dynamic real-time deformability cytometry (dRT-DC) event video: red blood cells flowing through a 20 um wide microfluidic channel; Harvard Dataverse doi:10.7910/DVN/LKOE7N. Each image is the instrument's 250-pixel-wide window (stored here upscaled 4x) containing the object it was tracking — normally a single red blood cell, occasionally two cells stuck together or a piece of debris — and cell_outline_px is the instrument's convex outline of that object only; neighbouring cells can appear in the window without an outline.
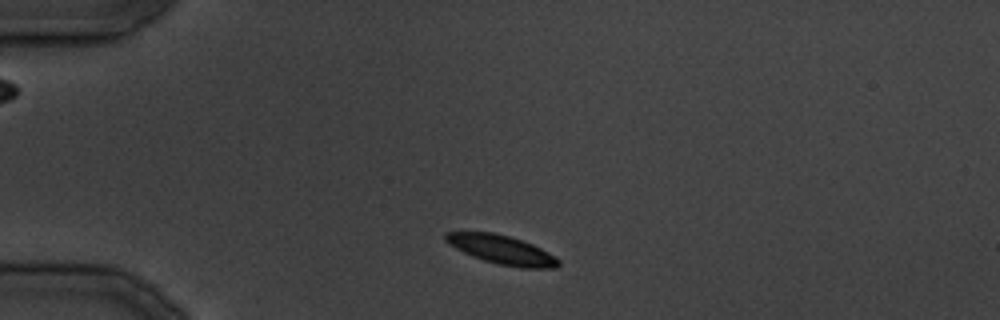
{"species": "common noctule bat (a hibernating species)", "species_latin": "Nyctalus noctula", "temperature_condition": "cold", "stored_images_in_passage": 13, "camera_frame_rate_fps": 3000, "um_per_image_px": 0.085, "animal": {"sex": "male", "body_mass_g": 19.5, "forearm_length_mm": 54.6}, "frame": {"image": 1, "passage_image": 2, "time_ms": 1.333, "image_size_px": [1000, 320], "cell_outline_px": [[560, 264], [556, 268], [524, 268], [500, 264], [484, 260], [472, 256], [448, 244], [444, 240], [444, 232], [492, 232], [508, 236], [532, 244], [556, 256], [560, 260]], "centroid_in_image_um": [42.65, 21.23], "position_along_channel_um": 42.4, "area_um2": 18.84}}
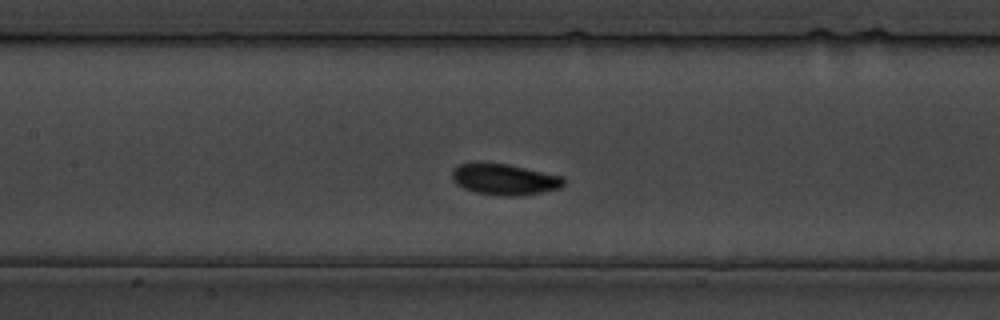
{"frame": {"image": 2, "passage_image": 10, "time_ms": 11.333, "image_size_px": [1000, 320], "cell_outline_px": [[564, 184], [560, 188], [540, 192], [516, 196], [504, 196], [476, 192], [464, 188], [456, 184], [452, 176], [452, 168], [460, 164], [472, 160], [480, 160], [508, 164], [560, 176], [564, 180]], "centroid_in_image_um": [42.79, 15.2], "position_along_channel_um": 164.6, "area_um2": 20.46}}
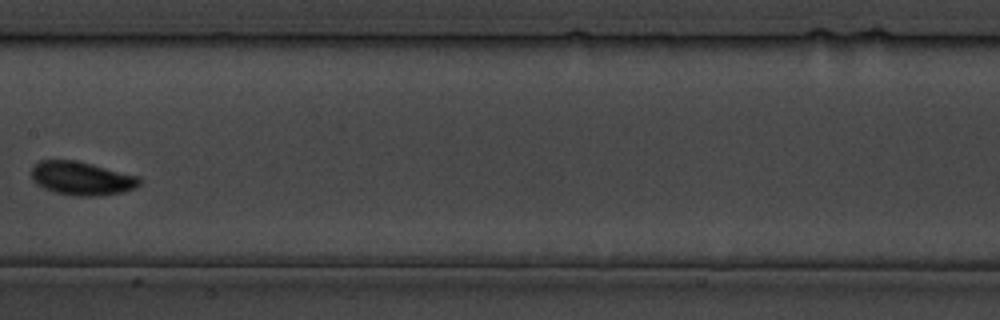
{"frame": {"image": 3, "passage_image": 12, "time_ms": 13.667, "image_size_px": [1000, 320], "cell_outline_px": [[140, 184], [124, 192], [100, 196], [76, 196], [56, 192], [44, 188], [36, 184], [32, 180], [32, 168], [40, 160], [76, 160], [140, 176]], "centroid_in_image_um": [6.95, 15.16], "position_along_channel_um": 200.5, "area_um2": 21.1}}